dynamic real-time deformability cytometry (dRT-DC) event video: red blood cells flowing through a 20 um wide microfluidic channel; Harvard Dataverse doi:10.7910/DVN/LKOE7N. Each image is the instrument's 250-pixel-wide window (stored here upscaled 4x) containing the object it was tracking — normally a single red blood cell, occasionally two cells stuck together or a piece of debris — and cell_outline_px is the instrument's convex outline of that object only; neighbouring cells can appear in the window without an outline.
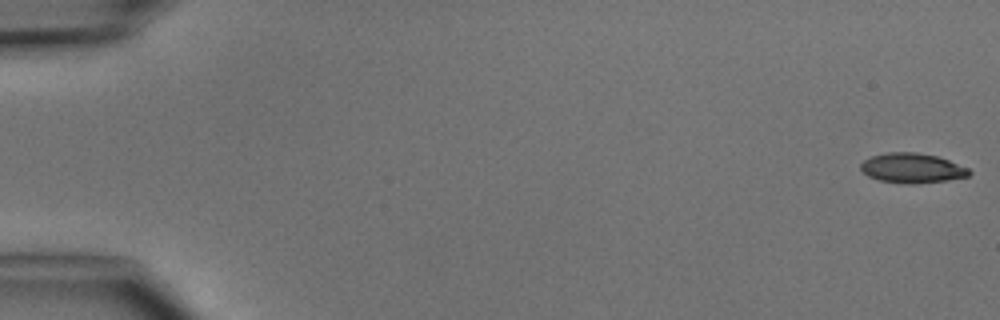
{"species": "common noctule bat (a hibernating species)", "species_latin": "Nyctalus noctula", "temperature_condition": "cold", "stored_images_in_passage": 5, "camera_frame_rate_fps": 3000, "um_per_image_px": 0.085, "animal": {"sex": "male", "body_mass_g": 15.6}, "frame": {"image": 1, "passage_image": 1, "time_ms": 0.0, "image_size_px": [1000, 320], "cell_outline_px": [[972, 172], [968, 176], [948, 180], [912, 184], [904, 184], [880, 180], [868, 176], [860, 168], [860, 164], [864, 160], [872, 156], [888, 152], [916, 152], [936, 156], [948, 160], [968, 168]], "centroid_in_image_um": [77.52, 14.29], "position_along_channel_um": 7.5, "area_um2": 18.73}}
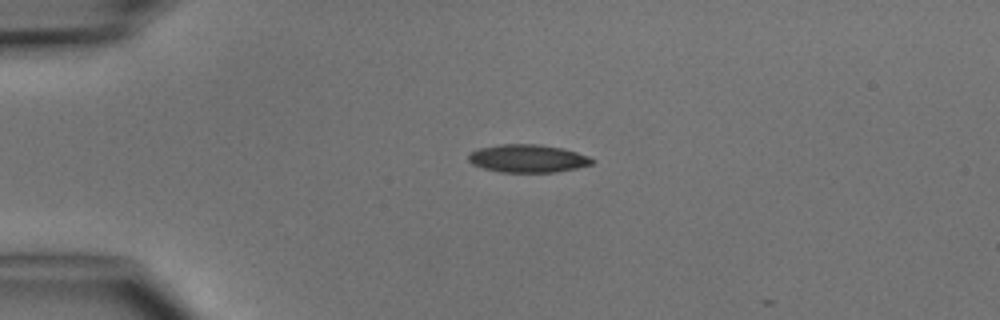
{"frame": {"image": 2, "passage_image": 4, "time_ms": 3.667, "image_size_px": [1000, 320], "cell_outline_px": [[596, 160], [592, 164], [576, 168], [556, 172], [500, 172], [484, 168], [472, 164], [468, 160], [468, 156], [472, 152], [480, 148], [500, 144], [536, 144], [564, 148], [588, 156]], "centroid_in_image_um": [44.88, 13.47], "position_along_channel_um": 40.1, "area_um2": 20.06}}